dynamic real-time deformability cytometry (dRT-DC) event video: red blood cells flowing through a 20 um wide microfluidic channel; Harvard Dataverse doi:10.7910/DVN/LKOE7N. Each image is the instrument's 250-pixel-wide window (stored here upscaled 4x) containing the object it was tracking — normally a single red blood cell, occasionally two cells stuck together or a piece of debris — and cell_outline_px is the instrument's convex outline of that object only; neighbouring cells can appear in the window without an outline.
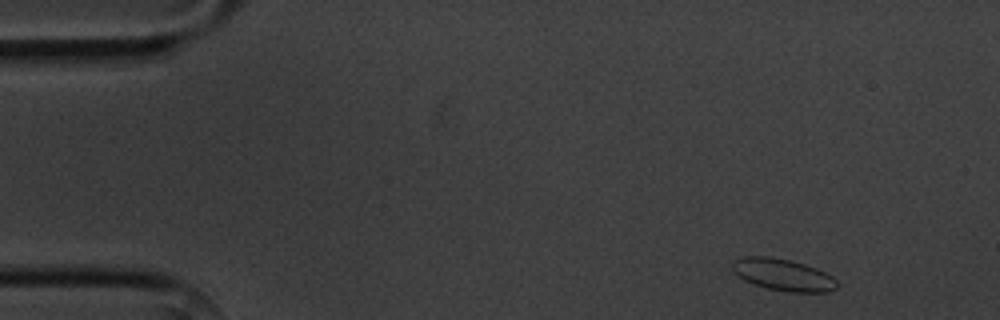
{"species": "common noctule bat (a hibernating species)", "species_latin": "Nyctalus noctula", "temperature_condition": "cold", "stored_images_in_passage": 4, "camera_frame_rate_fps": 3000, "um_per_image_px": 0.085, "animal": {"sex": "male", "body_mass_g": 20.1, "forearm_length_mm": 53.5}, "frame": {"image": 1, "passage_image": 1, "time_ms": 0.0, "image_size_px": [1000, 320], "cell_outline_px": [[840, 284], [836, 288], [828, 292], [788, 292], [768, 288], [752, 284], [744, 280], [732, 272], [732, 260], [744, 256], [768, 256], [792, 260], [816, 268], [832, 276]], "centroid_in_image_um": [66.54, 23.35], "position_along_channel_um": 18.5, "area_um2": 19.71}}
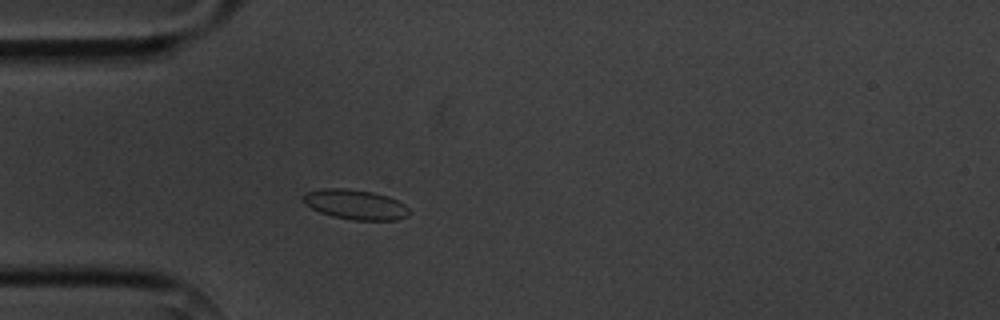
{"frame": {"image": 2, "passage_image": 4, "time_ms": 3.333, "image_size_px": [1000, 320], "cell_outline_px": [[412, 212], [408, 216], [396, 220], [352, 220], [332, 216], [320, 212], [304, 204], [304, 196], [308, 192], [324, 188], [348, 188], [372, 192], [388, 196], [404, 204]], "centroid_in_image_um": [30.25, 17.39], "position_along_channel_um": 54.8, "area_um2": 18.44}}